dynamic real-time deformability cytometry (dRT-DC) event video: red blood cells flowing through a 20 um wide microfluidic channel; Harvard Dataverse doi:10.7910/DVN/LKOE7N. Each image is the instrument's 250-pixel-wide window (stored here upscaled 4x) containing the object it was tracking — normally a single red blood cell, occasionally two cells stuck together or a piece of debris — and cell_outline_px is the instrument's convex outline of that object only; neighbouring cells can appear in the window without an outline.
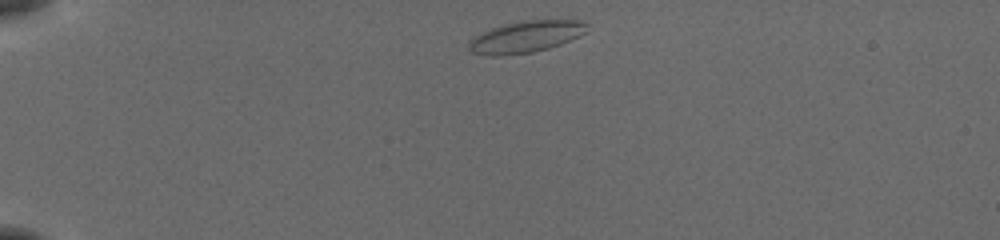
{"species": "common noctule bat (a hibernating species)", "species_latin": "Nyctalus noctula", "temperature_condition": "cold", "stored_images_in_passage": 42, "camera_frame_rate_fps": 3000, "um_per_image_px": 0.085, "animal": {"sex": "female", "body_mass_g": 19.5, "forearm_length_mm": 54.1}, "frame": {"image": 1, "passage_image": 1, "time_ms": 0.0, "image_size_px": [1000, 240], "cell_outline_px": [[588, 24], [584, 32], [580, 36], [560, 44], [548, 48], [532, 52], [500, 56], [492, 56], [472, 52], [468, 48], [468, 40], [472, 36], [492, 28], [504, 24], [520, 20], [584, 20]], "centroid_in_image_um": [44.66, 3.12], "position_along_channel_um": 40.3, "area_um2": 21.91}}
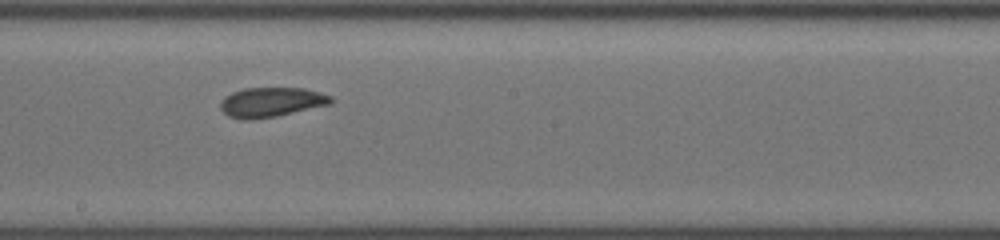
{"frame": {"image": 2, "passage_image": 20, "time_ms": 6.333, "image_size_px": [1000, 240], "cell_outline_px": [[332, 100], [328, 104], [272, 116], [228, 116], [220, 108], [220, 100], [224, 96], [232, 92], [244, 88], [304, 88], [320, 92], [332, 96]], "centroid_in_image_um": [23.05, 8.61], "position_along_channel_um": 225.1, "area_um2": 18.03}}
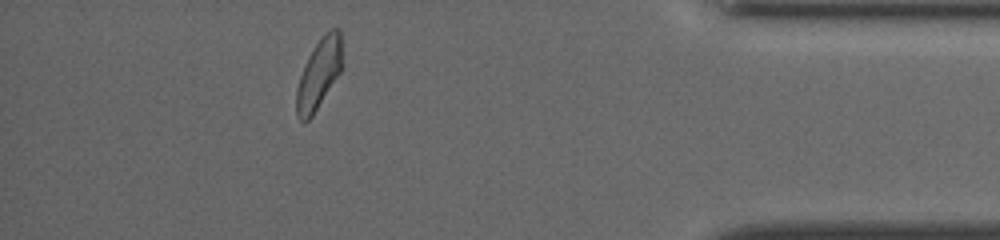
{"frame": {"image": 3, "passage_image": 37, "time_ms": 12.0, "image_size_px": [1000, 240], "cell_outline_px": [[340, 72], [312, 116], [304, 124], [296, 116], [296, 88], [304, 64], [308, 56], [316, 44], [332, 28], [340, 28]], "centroid_in_image_um": [27.05, 6.35], "position_along_channel_um": 408.2, "area_um2": 18.09}, "authors_computed_cell_mechanics": {"area_um2": 18.785, "velocity_mm_per_s": 3.8341, "shape_relaxation_time_tau1_ms": null, "shape_relaxation_time_tau2_ms": 1.8645, "deformation_change_tau1": null, "deformation_change_tau2": 0.0773}}